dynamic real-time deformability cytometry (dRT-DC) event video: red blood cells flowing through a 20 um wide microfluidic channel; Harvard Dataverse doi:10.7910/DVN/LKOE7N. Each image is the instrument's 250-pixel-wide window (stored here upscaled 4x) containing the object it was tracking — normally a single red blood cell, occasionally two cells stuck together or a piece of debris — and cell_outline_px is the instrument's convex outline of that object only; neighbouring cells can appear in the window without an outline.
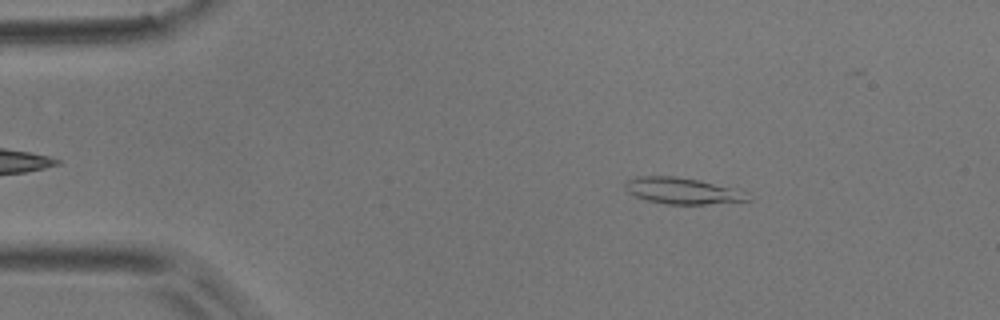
{"species": "common noctule bat (a hibernating species)", "species_latin": "Nyctalus noctula", "temperature_condition": "room temperature", "stored_images_in_passage": 25, "camera_frame_rate_fps": 3000, "um_per_image_px": 0.085, "animal": {"sex": "male", "body_mass_g": 17.9}, "frame": {"image": 1, "passage_image": 7, "time_ms": 2.0, "image_size_px": [1000, 320], "cell_outline_px": [[752, 200], [704, 204], [664, 204], [648, 200], [636, 196], [628, 192], [624, 188], [624, 184], [628, 180], [636, 176], [676, 176], [700, 180], [748, 192], [752, 196]], "centroid_in_image_um": [58.02, 16.21], "position_along_channel_um": 27.0, "area_um2": 18.84}}
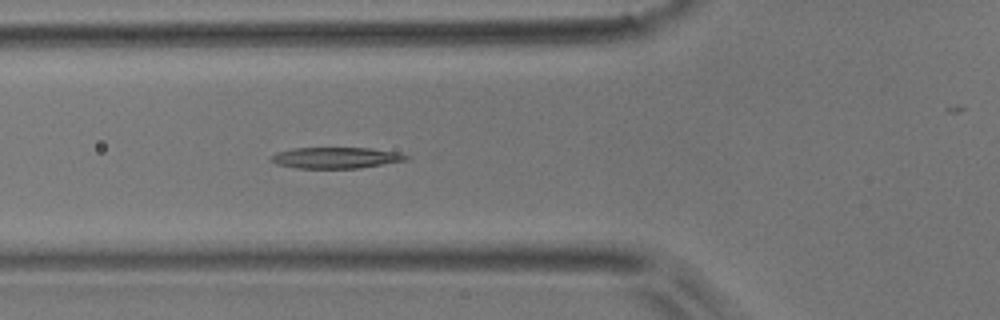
{"frame": {"image": 2, "passage_image": 17, "time_ms": 5.333, "image_size_px": [1000, 320], "cell_outline_px": [[408, 160], [356, 168], [296, 168], [276, 164], [268, 160], [276, 152], [292, 148], [372, 148], [400, 152], [408, 156]], "centroid_in_image_um": [28.52, 13.4], "position_along_channel_um": 97.3, "area_um2": 16.65}}
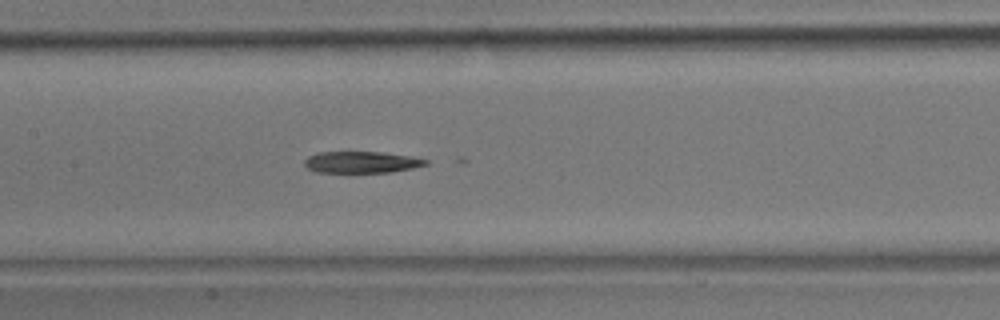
{"frame": {"image": 3, "passage_image": 23, "time_ms": 7.333, "image_size_px": [1000, 320], "cell_outline_px": [[428, 164], [412, 168], [388, 172], [316, 172], [308, 168], [304, 164], [304, 160], [308, 156], [320, 152], [380, 152], [408, 156], [428, 160]], "centroid_in_image_um": [30.69, 13.78], "position_along_channel_um": 176.7, "area_um2": 14.97}}